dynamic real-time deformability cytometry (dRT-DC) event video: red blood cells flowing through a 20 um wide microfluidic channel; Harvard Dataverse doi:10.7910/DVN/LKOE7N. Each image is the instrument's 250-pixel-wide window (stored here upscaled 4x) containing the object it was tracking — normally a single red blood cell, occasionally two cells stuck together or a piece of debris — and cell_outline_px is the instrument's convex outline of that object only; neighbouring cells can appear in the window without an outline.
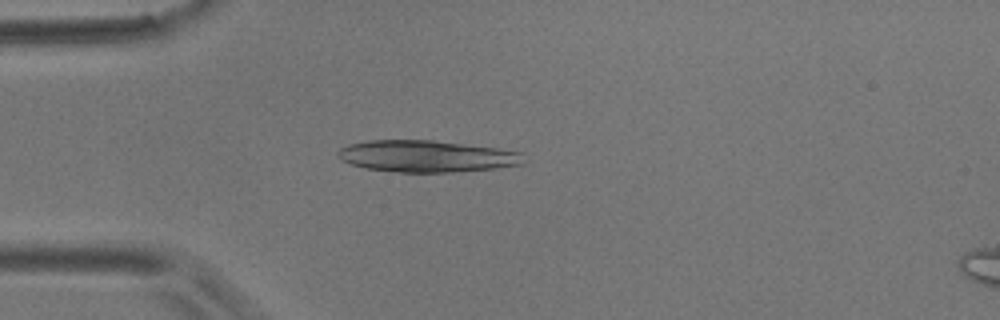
{"species": "common noctule bat (a hibernating species)", "species_latin": "Nyctalus noctula", "temperature_condition": "room temperature", "stored_images_in_passage": 19, "camera_frame_rate_fps": 3000, "um_per_image_px": 0.085, "animal": {"sex": "male", "body_mass_g": 17.9}, "frame": {"image": 1, "passage_image": 13, "time_ms": 4.0, "image_size_px": [1000, 320], "cell_outline_px": [[524, 164], [496, 168], [452, 172], [396, 172], [368, 168], [352, 164], [336, 156], [336, 152], [340, 148], [348, 144], [368, 140], [432, 140], [496, 148], [520, 152]], "centroid_in_image_um": [36.23, 13.27], "position_along_channel_um": 48.8, "area_um2": 34.1}}